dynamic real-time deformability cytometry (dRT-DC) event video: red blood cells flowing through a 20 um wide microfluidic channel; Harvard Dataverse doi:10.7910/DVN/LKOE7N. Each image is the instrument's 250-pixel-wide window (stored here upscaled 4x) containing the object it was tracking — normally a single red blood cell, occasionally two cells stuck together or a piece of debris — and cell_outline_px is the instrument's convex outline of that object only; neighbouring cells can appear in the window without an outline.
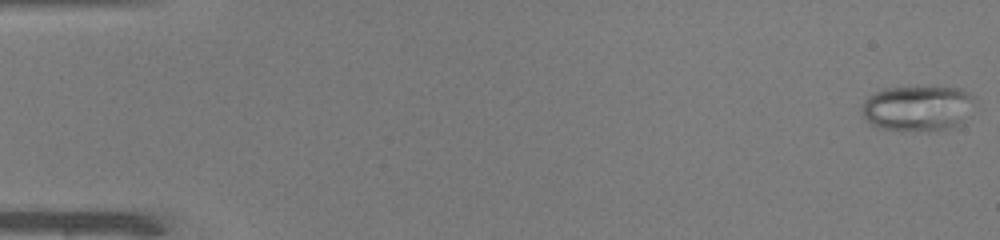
{"species": "common noctule bat (a hibernating species)", "species_latin": "Nyctalus noctula", "temperature_condition": "warm", "stored_images_in_passage": 45, "camera_frame_rate_fps": 3000, "um_per_image_px": 0.085, "animal": {"sex": "male", "body_mass_g": 19.0, "forearm_length_mm": 50.8}, "frame": {"image": 1, "passage_image": 1, "time_ms": 0.0, "image_size_px": [1000, 240], "cell_outline_px": [[976, 104], [964, 124], [952, 128], [884, 128], [872, 124], [864, 116], [860, 104], [868, 96], [884, 88], [964, 88], [976, 96]], "centroid_in_image_um": [78.11, 9.15], "position_along_channel_um": 6.9, "area_um2": 29.48}}
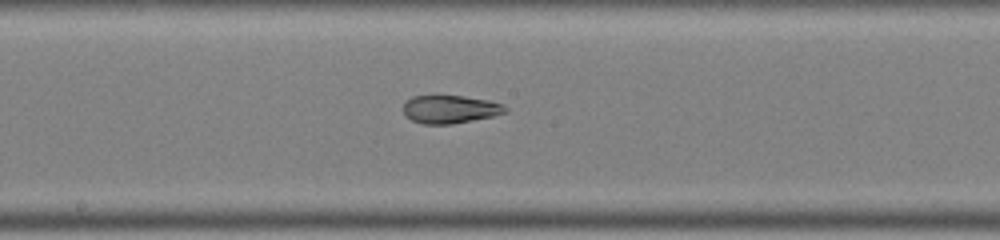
{"frame": {"image": 2, "passage_image": 27, "time_ms": 8.667, "image_size_px": [1000, 240], "cell_outline_px": [[508, 112], [492, 116], [452, 124], [424, 124], [412, 120], [404, 112], [404, 104], [412, 96], [464, 96], [488, 100], [504, 104], [508, 108]], "centroid_in_image_um": [38.31, 9.28], "position_along_channel_um": 209.9, "area_um2": 16.53}}
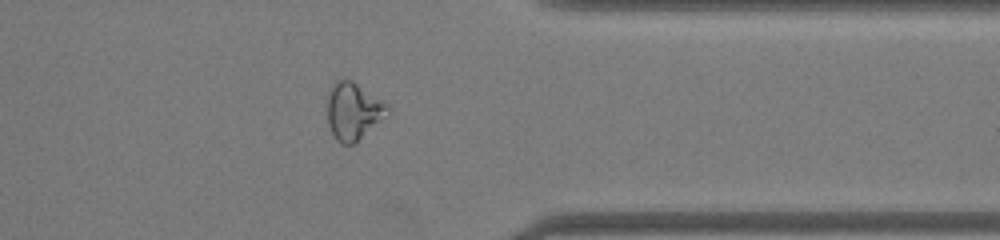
{"frame": {"image": 3, "passage_image": 40, "time_ms": 13.0, "image_size_px": [1000, 240], "cell_outline_px": [[392, 112], [388, 116], [352, 144], [340, 144], [336, 140], [328, 124], [328, 96], [332, 84], [336, 80], [352, 80], [388, 104]], "centroid_in_image_um": [30.06, 9.45], "position_along_channel_um": 381.3, "area_um2": 20.06}}